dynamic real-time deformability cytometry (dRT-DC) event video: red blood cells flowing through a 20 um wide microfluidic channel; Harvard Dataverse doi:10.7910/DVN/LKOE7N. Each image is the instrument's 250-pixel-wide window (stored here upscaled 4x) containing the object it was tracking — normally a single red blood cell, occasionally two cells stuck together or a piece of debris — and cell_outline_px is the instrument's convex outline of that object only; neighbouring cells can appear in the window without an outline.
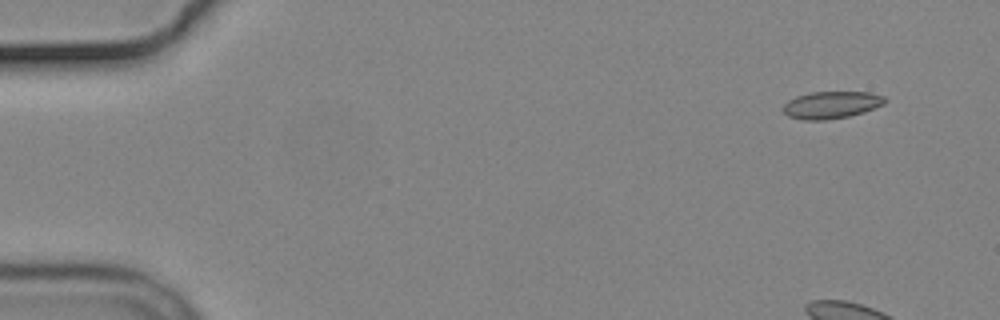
{"species": "common noctule bat (a hibernating species)", "species_latin": "Nyctalus noctula", "temperature_condition": "cold", "stored_images_in_passage": 5, "camera_frame_rate_fps": 3000, "um_per_image_px": 0.085, "animal": {"sex": "male", "body_mass_g": 19.2, "forearm_length_mm": 51.8}, "frame": {"image": 1, "passage_image": 1, "time_ms": 0.0, "image_size_px": [1000, 320], "cell_outline_px": [[888, 100], [884, 104], [864, 112], [848, 116], [824, 120], [804, 120], [788, 116], [780, 108], [788, 100], [796, 96], [812, 92], [872, 92], [884, 96]], "centroid_in_image_um": [70.66, 8.91], "position_along_channel_um": 14.3, "area_um2": 16.24}}